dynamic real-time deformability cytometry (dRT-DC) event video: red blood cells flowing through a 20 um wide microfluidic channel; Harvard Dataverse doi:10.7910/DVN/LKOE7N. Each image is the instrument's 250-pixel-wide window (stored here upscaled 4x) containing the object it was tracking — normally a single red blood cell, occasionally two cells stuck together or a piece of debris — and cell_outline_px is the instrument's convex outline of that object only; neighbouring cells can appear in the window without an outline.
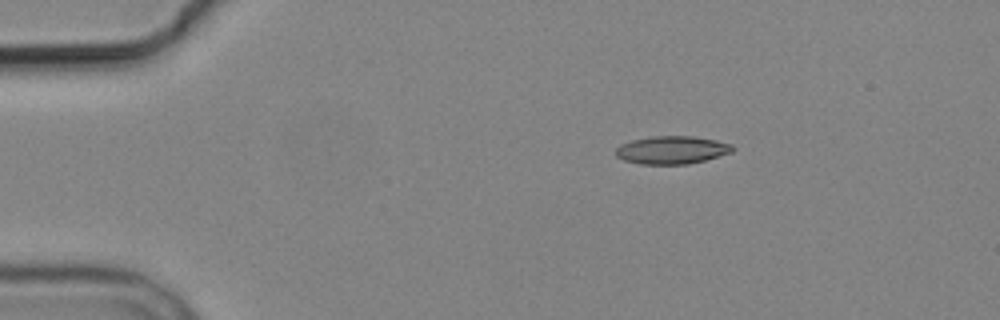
{"species": "common noctule bat (a hibernating species)", "species_latin": "Nyctalus noctula", "temperature_condition": "cold", "stored_images_in_passage": 4, "camera_frame_rate_fps": 3000, "um_per_image_px": 0.085, "animal": {"sex": "male", "body_mass_g": 19.2, "forearm_length_mm": 51.8}, "frame": {"image": 1, "passage_image": 1, "time_ms": 0.0, "image_size_px": [1000, 320], "cell_outline_px": [[736, 148], [732, 152], [704, 160], [688, 164], [640, 164], [624, 160], [616, 156], [616, 148], [620, 144], [632, 140], [652, 136], [692, 136], [716, 140], [732, 144]], "centroid_in_image_um": [57.11, 12.74], "position_along_channel_um": 27.9, "area_um2": 19.02}}